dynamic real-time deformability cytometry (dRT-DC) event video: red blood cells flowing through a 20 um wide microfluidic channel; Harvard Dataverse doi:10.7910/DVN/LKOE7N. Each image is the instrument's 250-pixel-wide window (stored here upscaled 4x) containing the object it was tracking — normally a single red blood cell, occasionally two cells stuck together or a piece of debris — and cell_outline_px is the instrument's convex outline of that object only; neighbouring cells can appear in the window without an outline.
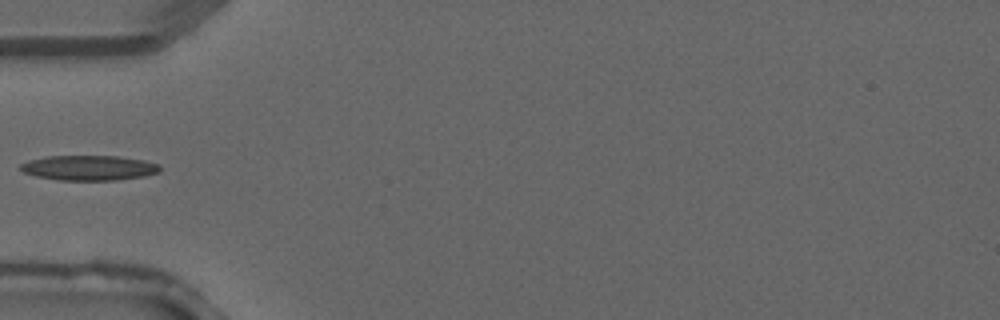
{"species": "common noctule bat (a hibernating species)", "species_latin": "Nyctalus noctula", "temperature_condition": "warm", "stored_images_in_passage": 3, "camera_frame_rate_fps": 3000, "um_per_image_px": 0.085, "animal": {"sex": "male", "forearm_length_mm": 52.5}, "frame": {"image": 1, "passage_image": 3, "time_ms": 0.667, "image_size_px": [1000, 320], "cell_outline_px": [[160, 172], [144, 176], [116, 180], [60, 180], [36, 176], [24, 172], [20, 168], [20, 164], [28, 160], [48, 156], [116, 156], [144, 160], [160, 164]], "centroid_in_image_um": [7.58, 14.26], "position_along_channel_um": 77.4, "area_um2": 20.29}}